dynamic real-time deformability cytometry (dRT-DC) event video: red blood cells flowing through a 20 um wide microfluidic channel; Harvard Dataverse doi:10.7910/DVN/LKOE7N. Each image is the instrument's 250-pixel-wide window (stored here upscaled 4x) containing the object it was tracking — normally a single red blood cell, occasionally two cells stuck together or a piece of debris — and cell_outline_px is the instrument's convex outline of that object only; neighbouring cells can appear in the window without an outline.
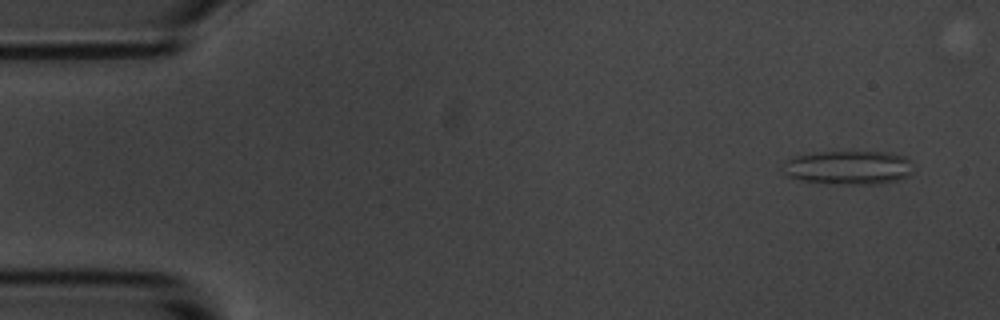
{"species": "common noctule bat (a hibernating species)", "species_latin": "Nyctalus noctula", "temperature_condition": "room temperature", "stored_images_in_passage": 55, "camera_frame_rate_fps": 3000, "um_per_image_px": 0.085, "animal": {"sex": "male", "body_mass_g": 20.1, "forearm_length_mm": 53.5}, "frame": {"image": 1, "passage_image": 1, "time_ms": 0.0, "image_size_px": [1000, 320], "cell_outline_px": [[912, 172], [908, 176], [896, 180], [876, 184], [836, 184], [800, 180], [784, 176], [780, 172], [780, 168], [784, 160], [796, 156], [816, 152], [888, 152], [904, 156], [908, 160]], "centroid_in_image_um": [72.01, 14.25], "position_along_channel_um": 13.0, "area_um2": 25.95}}
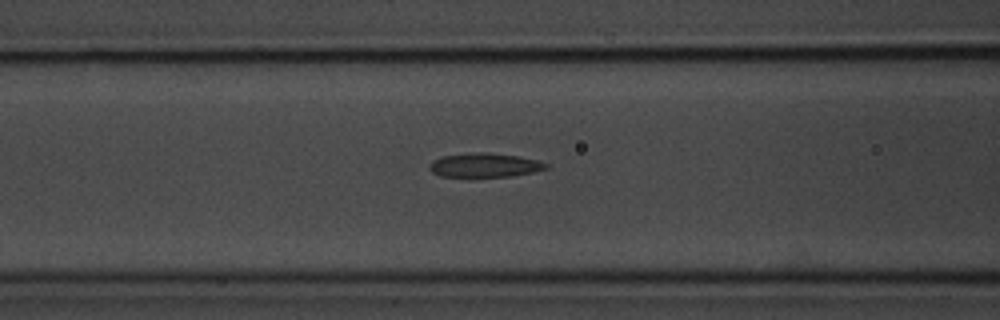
{"frame": {"image": 2, "passage_image": 20, "time_ms": 6.333, "image_size_px": [1000, 320], "cell_outline_px": [[548, 168], [532, 172], [512, 176], [440, 176], [432, 172], [428, 168], [428, 164], [432, 160], [444, 156], [484, 152], [520, 156], [540, 160], [548, 164]], "centroid_in_image_um": [41.21, 14.03], "position_along_channel_um": 125.4, "area_um2": 16.18}}
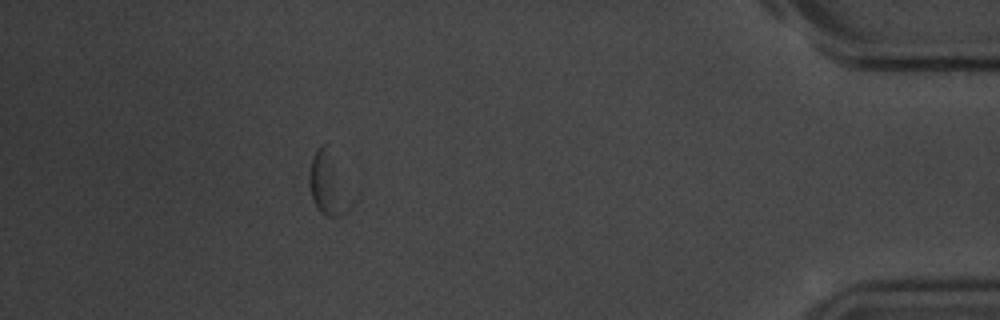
{"frame": {"image": 3, "passage_image": 49, "time_ms": 16.0, "image_size_px": [1000, 320], "cell_outline_px": [[344, 212], [340, 216], [328, 216], [320, 212], [316, 208], [312, 200], [308, 184], [308, 176], [312, 156], [324, 144]], "centroid_in_image_um": [27.53, 15.75], "position_along_channel_um": 407.7, "area_um2": 11.27}, "authors_computed_cell_mechanics": {"area_um2": 16.5886, "velocity_mm_per_s": 3.4517, "shape_relaxation_time_tau1_ms": null, "shape_relaxation_time_tau2_ms": 2.3792, "deformation_change_tau1": null, "deformation_change_tau2": 0.0646}}